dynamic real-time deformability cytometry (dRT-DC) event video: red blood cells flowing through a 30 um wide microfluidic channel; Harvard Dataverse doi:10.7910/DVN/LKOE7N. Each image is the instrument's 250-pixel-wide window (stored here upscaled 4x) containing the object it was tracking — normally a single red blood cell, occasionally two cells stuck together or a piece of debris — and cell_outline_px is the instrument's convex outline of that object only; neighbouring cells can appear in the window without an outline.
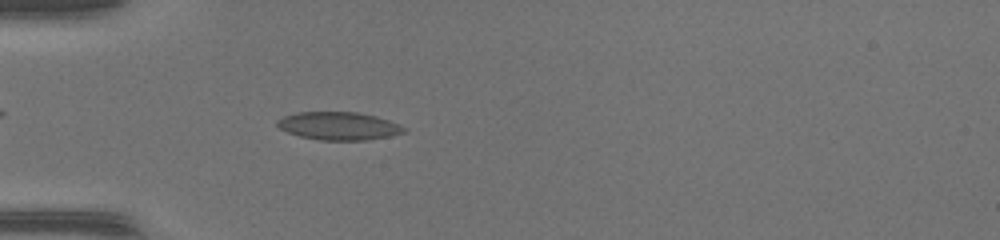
{"species": "common noctule bat (a hibernating species)", "species_latin": "Nyctalus noctula", "temperature_condition": "warm", "stored_images_in_passage": 50, "camera_frame_rate_fps": 3000, "um_per_image_px": 0.085, "animal": {"sex": "female", "body_mass_g": 17.0, "forearm_length_mm": 48.0}, "frame": {"image": 1, "passage_image": 16, "time_ms": 5.0, "image_size_px": [1000, 240], "cell_outline_px": [[408, 128], [404, 132], [388, 136], [368, 140], [320, 140], [300, 136], [288, 132], [280, 128], [276, 124], [276, 120], [284, 116], [296, 112], [356, 112], [376, 116], [388, 120]], "centroid_in_image_um": [28.78, 10.7], "position_along_channel_um": 56.2, "area_um2": 20.58}}
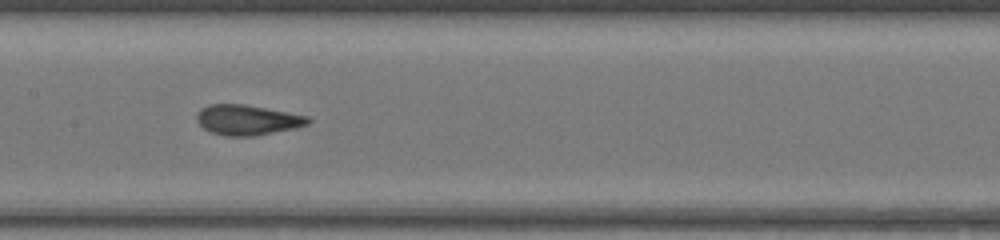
{"frame": {"image": 2, "passage_image": 26, "time_ms": 8.333, "image_size_px": [1000, 240], "cell_outline_px": [[312, 120], [308, 124], [296, 128], [252, 136], [224, 136], [212, 132], [204, 128], [196, 120], [196, 112], [200, 108], [208, 104], [244, 104], [308, 116]], "centroid_in_image_um": [21.0, 10.19], "position_along_channel_um": 186.4, "area_um2": 19.59}}
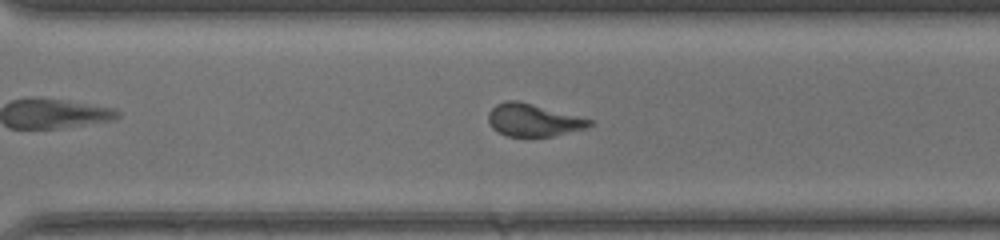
{"frame": {"image": 3, "passage_image": 36, "time_ms": 11.667, "image_size_px": [1000, 240], "cell_outline_px": [[596, 124], [588, 128], [552, 136], [508, 136], [492, 128], [488, 120], [488, 112], [496, 104], [508, 100], [516, 100], [532, 104], [592, 120]], "centroid_in_image_um": [45.34, 10.21], "position_along_channel_um": 325.3, "area_um2": 18.96}, "authors_computed_cell_mechanics": {"area_um2": 20.1722, "velocity_mm_per_s": 4.1676, "shape_relaxation_time_tau1_ms": null, "shape_relaxation_time_tau2_ms": 0.9936, "deformation_change_tau1": null, "deformation_change_tau2": 0.0762}}